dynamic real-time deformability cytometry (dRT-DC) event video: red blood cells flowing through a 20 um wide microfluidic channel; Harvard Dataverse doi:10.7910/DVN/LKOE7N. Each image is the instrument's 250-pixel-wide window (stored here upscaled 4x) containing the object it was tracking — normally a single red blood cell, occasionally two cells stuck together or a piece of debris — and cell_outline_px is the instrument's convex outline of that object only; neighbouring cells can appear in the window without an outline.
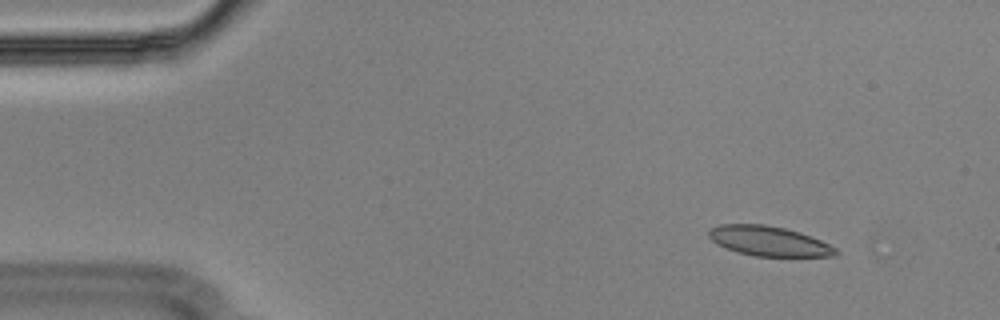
{"species": "Egyptian fruit bat (a non-hibernating species)", "species_latin": "Rousettus aegyptiacus", "temperature_condition": "cold", "stored_images_in_passage": 55, "camera_frame_rate_fps": 3000, "um_per_image_px": 0.085, "animal": {"sex": "male"}, "frame": {"image": 1, "passage_image": 6, "time_ms": 1.667, "image_size_px": [1000, 320], "cell_outline_px": [[840, 252], [836, 256], [756, 256], [736, 252], [716, 244], [708, 236], [708, 228], [720, 224], [764, 224], [784, 228], [800, 232], [820, 240], [836, 248]], "centroid_in_image_um": [65.32, 20.49], "position_along_channel_um": 19.7, "area_um2": 22.14}}
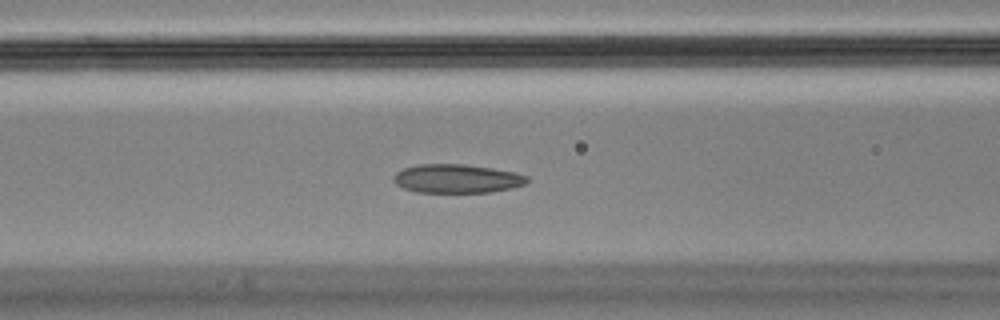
{"frame": {"image": 2, "passage_image": 22, "time_ms": 7.0, "image_size_px": [1000, 320], "cell_outline_px": [[528, 180], [524, 184], [512, 188], [488, 192], [416, 192], [404, 188], [396, 184], [392, 180], [392, 176], [396, 172], [404, 168], [416, 164], [464, 164], [492, 168], [516, 172], [528, 176]], "centroid_in_image_um": [38.81, 15.17], "position_along_channel_um": 127.8, "area_um2": 22.43}}
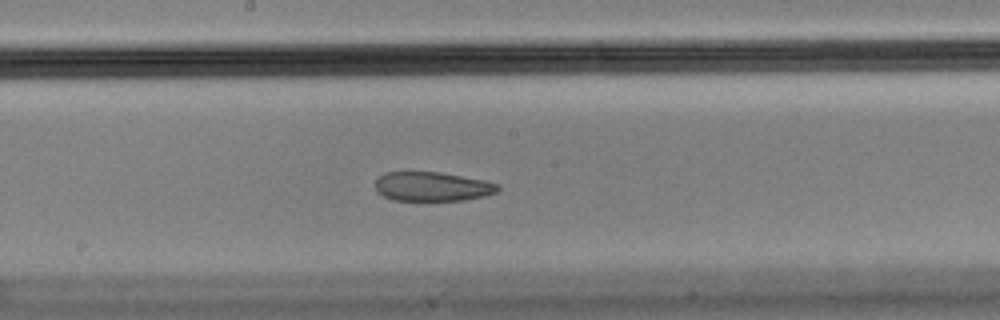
{"frame": {"image": 3, "passage_image": 29, "time_ms": 9.333, "image_size_px": [1000, 320], "cell_outline_px": [[500, 188], [496, 192], [484, 196], [464, 200], [392, 200], [376, 192], [376, 180], [384, 172], [440, 172], [484, 180], [500, 184]], "centroid_in_image_um": [36.74, 15.85], "position_along_channel_um": 211.5, "area_um2": 20.87}, "authors_computed_cell_mechanics": {"area_um2": 23.1778, "velocity_mm_per_s": 3.5881, "shape_relaxation_time_tau1_ms": null, "shape_relaxation_time_tau2_ms": 2.4599, "deformation_change_tau1": null, "deformation_change_tau2": 0.0705}}